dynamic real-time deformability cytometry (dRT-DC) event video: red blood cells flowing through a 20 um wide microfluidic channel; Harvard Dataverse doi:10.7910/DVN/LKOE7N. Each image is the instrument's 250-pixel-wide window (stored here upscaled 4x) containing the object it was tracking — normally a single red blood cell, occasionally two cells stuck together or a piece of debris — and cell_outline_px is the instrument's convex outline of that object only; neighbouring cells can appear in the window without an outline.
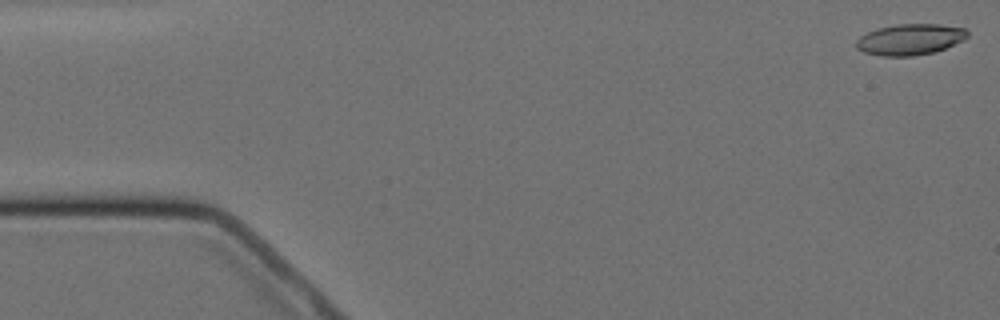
{"species": "Egyptian fruit bat (a non-hibernating species)", "species_latin": "Rousettus aegyptiacus", "temperature_condition": "cold", "stored_images_in_passage": 4, "camera_frame_rate_fps": 3000, "um_per_image_px": 0.085, "animal": {"sex": "female"}, "frame": {"image": 1, "passage_image": 1, "time_ms": 0.0, "image_size_px": [1000, 320], "cell_outline_px": [[968, 36], [964, 40], [944, 48], [932, 52], [912, 56], [880, 56], [864, 52], [856, 48], [856, 40], [860, 36], [876, 28], [896, 24], [940, 24], [964, 28], [968, 32]], "centroid_in_image_um": [77.33, 3.34], "position_along_channel_um": 7.7, "area_um2": 20.11}}